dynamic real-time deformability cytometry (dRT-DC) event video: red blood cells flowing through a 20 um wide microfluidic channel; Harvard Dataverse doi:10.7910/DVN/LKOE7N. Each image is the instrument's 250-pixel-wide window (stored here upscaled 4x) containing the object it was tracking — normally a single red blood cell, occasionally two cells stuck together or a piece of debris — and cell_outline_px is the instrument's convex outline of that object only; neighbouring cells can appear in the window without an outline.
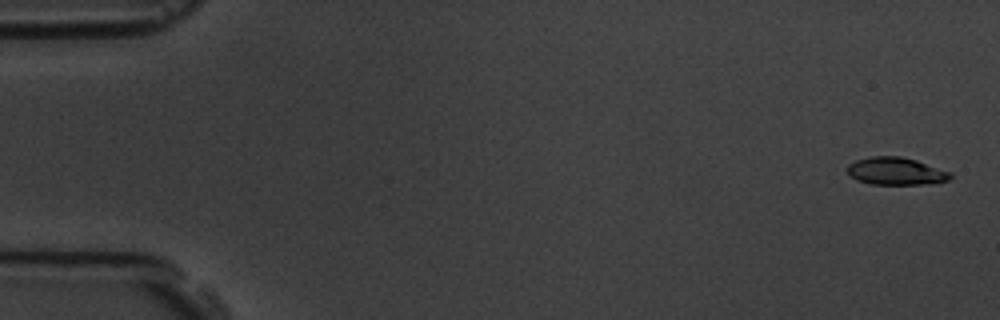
{"species": "common noctule bat (a hibernating species)", "species_latin": "Nyctalus noctula", "temperature_condition": "room temperature", "stored_images_in_passage": 57, "camera_frame_rate_fps": 3000, "um_per_image_px": 0.085, "animal": {"sex": "male", "body_mass_g": 19.5, "forearm_length_mm": 54.6}, "frame": {"image": 1, "passage_image": 2, "time_ms": 0.333, "image_size_px": [1000, 320], "cell_outline_px": [[952, 176], [948, 180], [924, 184], [872, 184], [856, 180], [848, 176], [848, 164], [856, 160], [872, 156], [900, 156], [916, 160], [952, 172]], "centroid_in_image_um": [76.13, 14.55], "position_along_channel_um": 8.9, "area_um2": 16.53}}
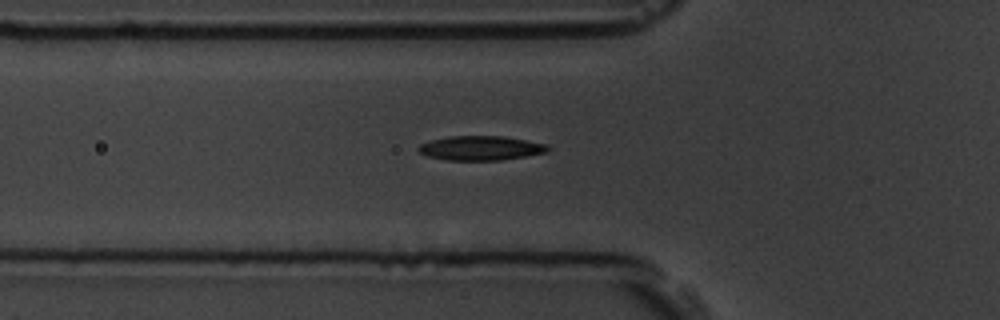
{"frame": {"image": 2, "passage_image": 20, "time_ms": 6.333, "image_size_px": [1000, 320], "cell_outline_px": [[552, 148], [548, 152], [500, 160], [448, 160], [428, 156], [420, 152], [416, 148], [420, 144], [432, 140], [448, 136], [504, 136], [548, 144]], "centroid_in_image_um": [40.9, 12.58], "position_along_channel_um": 84.9, "area_um2": 18.38}}
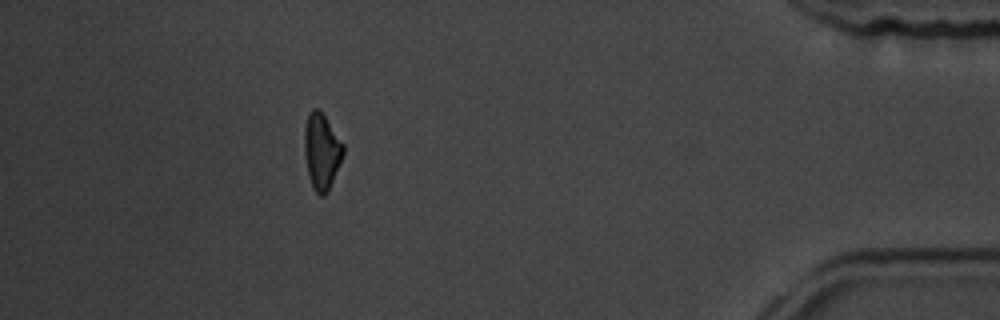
{"frame": {"image": 3, "passage_image": 51, "time_ms": 16.667, "image_size_px": [1000, 320], "cell_outline_px": [[344, 152], [340, 164], [324, 196], [320, 196], [316, 192], [312, 184], [308, 172], [304, 152], [304, 128], [308, 112], [312, 108], [316, 108], [324, 116], [344, 144]], "centroid_in_image_um": [27.33, 12.82], "position_along_channel_um": 407.9, "area_um2": 16.88}, "authors_computed_cell_mechanics": {"area_um2": 17.34, "velocity_mm_per_s": 3.63, "shape_relaxation_time_tau1_ms": 2.7513, "shape_relaxation_time_tau2_ms": null, "deformation_change_tau1": 0.1125, "deformation_change_tau2": null}}